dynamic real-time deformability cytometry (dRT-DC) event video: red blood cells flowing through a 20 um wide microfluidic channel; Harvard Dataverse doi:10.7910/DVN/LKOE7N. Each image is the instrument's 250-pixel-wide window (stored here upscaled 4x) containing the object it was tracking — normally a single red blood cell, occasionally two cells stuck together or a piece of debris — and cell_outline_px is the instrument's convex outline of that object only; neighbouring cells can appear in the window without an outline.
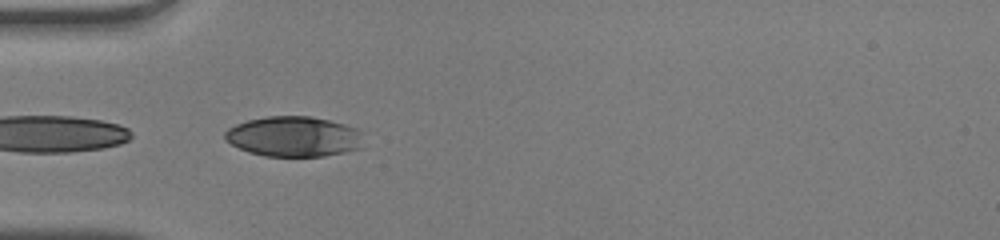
{"species": "human", "species_latin": "Homo sapiens", "temperature_condition": "warm", "stored_images_in_passage": 23, "camera_frame_rate_fps": 3000, "um_per_image_px": 0.085, "donor": {"sex": "male"}, "frame": {"image": 1, "passage_image": 1, "time_ms": 0.0, "image_size_px": [1000, 240], "cell_outline_px": [[360, 148], [344, 152], [324, 156], [264, 156], [248, 152], [224, 140], [224, 132], [228, 128], [236, 124], [248, 120], [268, 116], [312, 116], [344, 124], [356, 128]], "centroid_in_image_um": [24.88, 11.6], "position_along_channel_um": 60.1, "area_um2": 32.14}}